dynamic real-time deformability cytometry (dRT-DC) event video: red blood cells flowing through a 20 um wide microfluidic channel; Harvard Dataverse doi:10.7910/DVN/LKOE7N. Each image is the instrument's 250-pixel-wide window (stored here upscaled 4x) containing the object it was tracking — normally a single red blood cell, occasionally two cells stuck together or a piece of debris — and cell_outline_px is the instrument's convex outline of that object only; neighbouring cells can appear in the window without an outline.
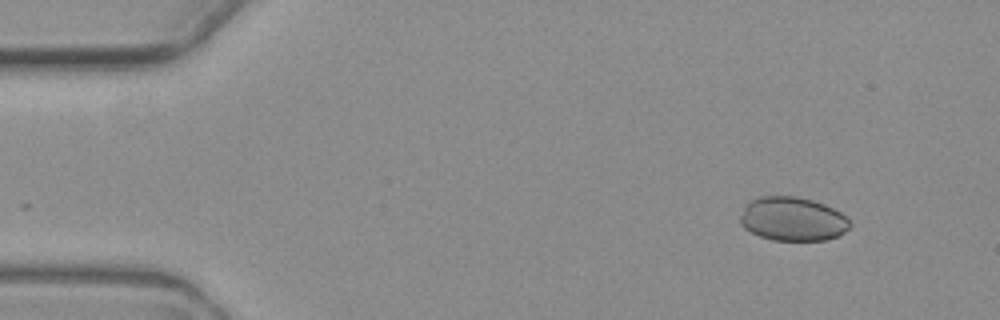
{"species": "common noctule bat (a hibernating species)", "species_latin": "Nyctalus noctula", "temperature_condition": "warm", "stored_images_in_passage": 4, "camera_frame_rate_fps": 3000, "um_per_image_px": 0.085, "animal": {"sex": "female", "body_mass_g": 19.3, "forearm_length_mm": 54.1}, "frame": {"image": 1, "passage_image": 1, "time_ms": 0.0, "image_size_px": [1000, 320], "cell_outline_px": [[852, 224], [844, 232], [828, 240], [772, 240], [760, 236], [744, 228], [740, 224], [740, 216], [744, 204], [760, 196], [796, 196], [812, 200], [824, 204], [840, 212]], "centroid_in_image_um": [67.34, 18.61], "position_along_channel_um": 17.7, "area_um2": 28.03}}